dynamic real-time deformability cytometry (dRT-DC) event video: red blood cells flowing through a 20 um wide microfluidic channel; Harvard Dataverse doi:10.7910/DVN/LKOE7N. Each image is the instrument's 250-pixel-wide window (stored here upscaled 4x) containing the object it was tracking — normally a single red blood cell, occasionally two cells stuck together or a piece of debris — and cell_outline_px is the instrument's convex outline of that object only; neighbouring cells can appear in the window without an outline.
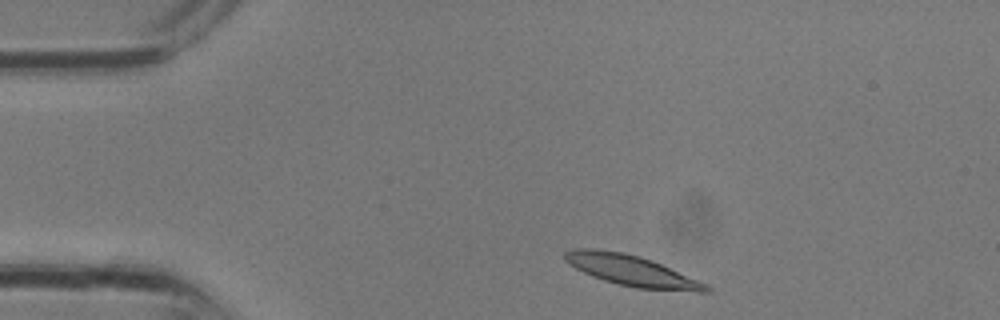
{"species": "common noctule bat (a hibernating species)", "species_latin": "Nyctalus noctula", "temperature_condition": "room temperature", "stored_images_in_passage": 26, "camera_frame_rate_fps": 3000, "um_per_image_px": 0.085, "animal": {"sex": "male", "body_mass_g": 13.3}, "frame": {"image": 1, "passage_image": 1, "time_ms": 0.0, "image_size_px": [1000, 320], "cell_outline_px": [[712, 288], [708, 292], [696, 292], [636, 288], [604, 280], [592, 276], [568, 264], [564, 260], [564, 252], [572, 248], [596, 248], [624, 252], [640, 256], [652, 260], [708, 284]], "centroid_in_image_um": [53.69, 22.99], "position_along_channel_um": 31.3, "area_um2": 25.49}}
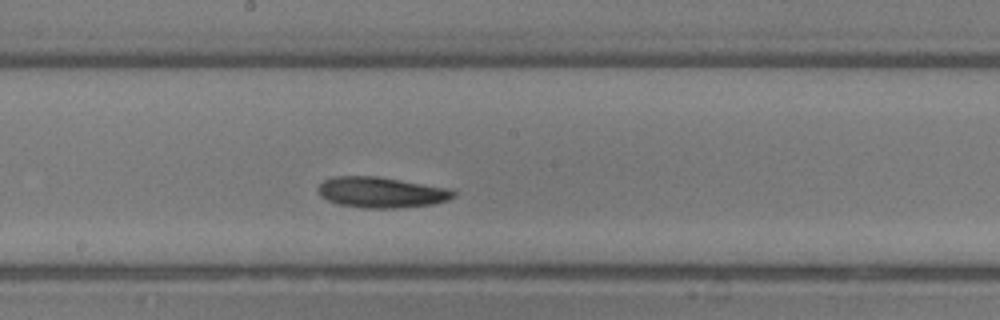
{"frame": {"image": 2, "passage_image": 12, "time_ms": 3.667, "image_size_px": [1000, 320], "cell_outline_px": [[456, 196], [448, 200], [432, 204], [400, 208], [364, 208], [340, 204], [328, 200], [320, 196], [316, 188], [324, 180], [332, 176], [376, 176], [448, 188], [456, 192]], "centroid_in_image_um": [32.39, 16.35], "position_along_channel_um": 215.8, "area_um2": 24.22}}
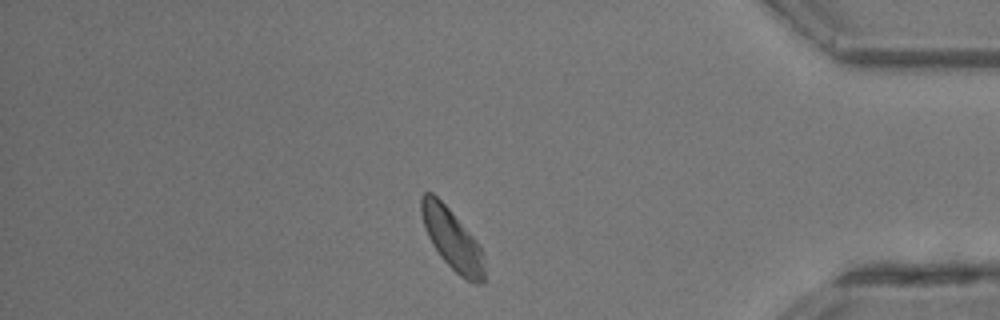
{"frame": {"image": 3, "passage_image": 22, "time_ms": 7.0, "image_size_px": [1000, 320], "cell_outline_px": [[484, 284], [476, 284], [464, 280], [440, 256], [432, 244], [428, 236], [424, 224], [420, 208], [420, 200], [424, 192], [432, 192], [448, 208], [476, 240], [484, 256]], "centroid_in_image_um": [38.44, 20.37], "position_along_channel_um": 396.8, "area_um2": 22.08}}